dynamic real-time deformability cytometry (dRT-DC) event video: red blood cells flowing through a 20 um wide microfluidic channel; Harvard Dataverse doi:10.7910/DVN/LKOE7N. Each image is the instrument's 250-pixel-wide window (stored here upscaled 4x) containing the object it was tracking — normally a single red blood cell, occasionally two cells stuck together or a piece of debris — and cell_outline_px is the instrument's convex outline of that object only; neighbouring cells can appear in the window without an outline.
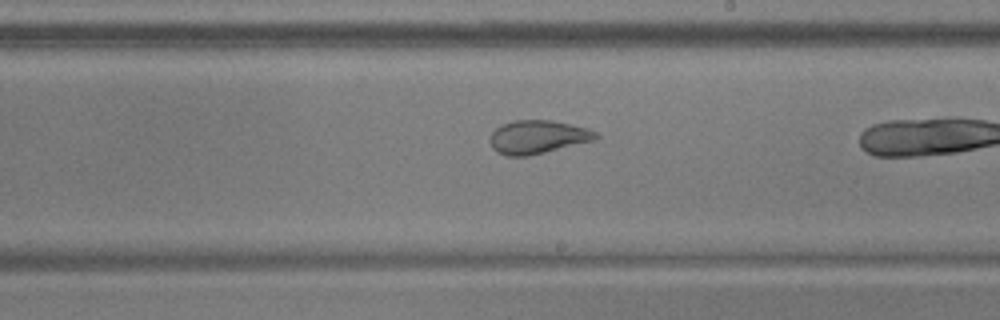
{"species": "common noctule bat (a hibernating species)", "species_latin": "Nyctalus noctula", "temperature_condition": "warm", "stored_images_in_passage": 34, "camera_frame_rate_fps": 3000, "um_per_image_px": 0.085, "animal": {"sex": "male", "body_mass_g": 17.9, "forearm_length_mm": 54.2}, "frame": {"image": 1, "passage_image": 25, "time_ms": 8.0, "image_size_px": [1000, 320], "cell_outline_px": [[600, 136], [596, 140], [528, 156], [504, 156], [496, 152], [492, 148], [488, 140], [492, 132], [500, 124], [512, 120], [552, 120], [588, 128], [596, 132]], "centroid_in_image_um": [45.67, 11.64], "position_along_channel_um": 243.3, "area_um2": 20.92}}